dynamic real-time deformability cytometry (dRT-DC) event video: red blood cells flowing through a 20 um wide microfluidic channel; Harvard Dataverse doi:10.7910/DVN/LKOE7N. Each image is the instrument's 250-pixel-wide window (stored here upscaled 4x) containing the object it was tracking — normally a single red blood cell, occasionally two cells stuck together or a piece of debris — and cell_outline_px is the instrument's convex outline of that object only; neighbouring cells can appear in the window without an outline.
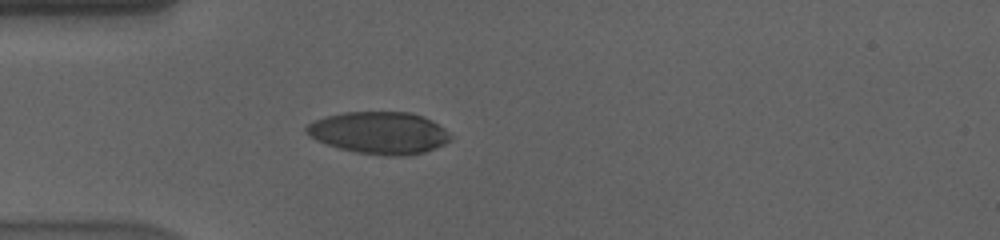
{"species": "human", "species_latin": "Homo sapiens", "temperature_condition": "cold", "stored_images_in_passage": 41, "camera_frame_rate_fps": 3000, "um_per_image_px": 0.085, "donor": {"sex": "male"}, "frame": {"image": 1, "passage_image": 1, "time_ms": 0.0, "image_size_px": [1000, 240], "cell_outline_px": [[452, 140], [436, 148], [424, 152], [404, 156], [388, 156], [356, 152], [340, 148], [316, 140], [304, 132], [304, 128], [312, 120], [324, 116], [344, 112], [408, 112], [424, 116], [432, 120], [444, 128], [452, 136]], "centroid_in_image_um": [32.23, 11.28], "position_along_channel_um": 52.8, "area_um2": 35.6}}
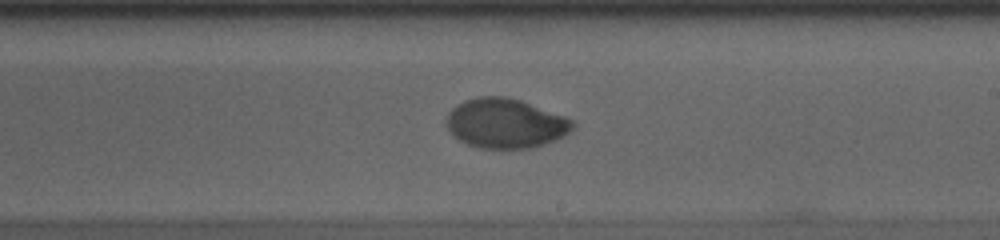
{"frame": {"image": 2, "passage_image": 18, "time_ms": 5.667, "image_size_px": [1000, 240], "cell_outline_px": [[576, 128], [564, 136], [556, 140], [532, 148], [480, 148], [468, 144], [452, 136], [444, 120], [448, 112], [456, 104], [464, 100], [480, 96], [508, 96], [520, 100], [564, 116], [572, 120], [576, 124]], "centroid_in_image_um": [42.95, 10.48], "position_along_channel_um": 246.0, "area_um2": 36.82}}
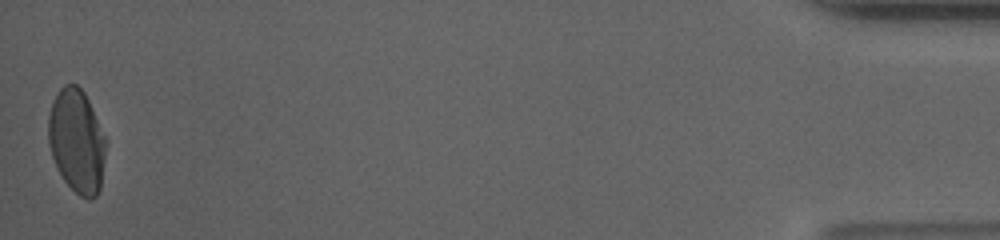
{"frame": {"image": 3, "passage_image": 41, "time_ms": 13.333, "image_size_px": [1000, 240], "cell_outline_px": [[104, 156], [100, 188], [96, 196], [88, 200], [80, 196], [64, 180], [52, 156], [48, 144], [48, 116], [52, 100], [60, 88], [64, 84], [76, 84], [84, 92], [88, 100], [104, 136]], "centroid_in_image_um": [6.49, 11.97], "position_along_channel_um": 428.7, "area_um2": 34.22}, "authors_computed_cell_mechanics": {"area_um2": 36.125, "velocity_mm_per_s": 3.588, "shape_relaxation_time_tau1_ms": 5.6533, "shape_relaxation_time_tau2_ms": 0.9702, "deformation_change_tau1": 0.179, "deformation_change_tau2": 0.0257}}